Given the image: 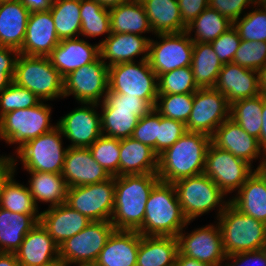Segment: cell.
Listing matches in <instances>:
<instances>
[{
	"label": "cell",
	"instance_id": "6da1fadb",
	"mask_svg": "<svg viewBox=\"0 0 266 266\" xmlns=\"http://www.w3.org/2000/svg\"><path fill=\"white\" fill-rule=\"evenodd\" d=\"M211 137L202 132H186L158 155L157 175L160 181H176L204 173L206 153Z\"/></svg>",
	"mask_w": 266,
	"mask_h": 266
},
{
	"label": "cell",
	"instance_id": "7a4b0ae2",
	"mask_svg": "<svg viewBox=\"0 0 266 266\" xmlns=\"http://www.w3.org/2000/svg\"><path fill=\"white\" fill-rule=\"evenodd\" d=\"M159 181L157 174L115 176L111 216L115 230L137 231L143 225L148 196Z\"/></svg>",
	"mask_w": 266,
	"mask_h": 266
},
{
	"label": "cell",
	"instance_id": "3957f363",
	"mask_svg": "<svg viewBox=\"0 0 266 266\" xmlns=\"http://www.w3.org/2000/svg\"><path fill=\"white\" fill-rule=\"evenodd\" d=\"M172 183L159 181L151 190L143 225L137 230L143 236H174L188 225Z\"/></svg>",
	"mask_w": 266,
	"mask_h": 266
},
{
	"label": "cell",
	"instance_id": "277c9868",
	"mask_svg": "<svg viewBox=\"0 0 266 266\" xmlns=\"http://www.w3.org/2000/svg\"><path fill=\"white\" fill-rule=\"evenodd\" d=\"M217 220L226 255L259 250L266 244V224L240 212L231 202Z\"/></svg>",
	"mask_w": 266,
	"mask_h": 266
},
{
	"label": "cell",
	"instance_id": "5b68a950",
	"mask_svg": "<svg viewBox=\"0 0 266 266\" xmlns=\"http://www.w3.org/2000/svg\"><path fill=\"white\" fill-rule=\"evenodd\" d=\"M101 102L102 135L117 139L131 137L138 120L154 109L149 101L115 93L109 89L104 101Z\"/></svg>",
	"mask_w": 266,
	"mask_h": 266
},
{
	"label": "cell",
	"instance_id": "8992f818",
	"mask_svg": "<svg viewBox=\"0 0 266 266\" xmlns=\"http://www.w3.org/2000/svg\"><path fill=\"white\" fill-rule=\"evenodd\" d=\"M13 82L27 88L41 101L64 97V78L48 57L19 54Z\"/></svg>",
	"mask_w": 266,
	"mask_h": 266
},
{
	"label": "cell",
	"instance_id": "52a82bcc",
	"mask_svg": "<svg viewBox=\"0 0 266 266\" xmlns=\"http://www.w3.org/2000/svg\"><path fill=\"white\" fill-rule=\"evenodd\" d=\"M173 185L182 212L188 221L208 213L217 206L220 207L217 214L219 217L230 203V201L225 202L226 194L204 173L180 179Z\"/></svg>",
	"mask_w": 266,
	"mask_h": 266
},
{
	"label": "cell",
	"instance_id": "ba28073f",
	"mask_svg": "<svg viewBox=\"0 0 266 266\" xmlns=\"http://www.w3.org/2000/svg\"><path fill=\"white\" fill-rule=\"evenodd\" d=\"M109 90L115 93L136 96L149 101L153 106L158 97V79L147 60L136 64L124 62L109 67Z\"/></svg>",
	"mask_w": 266,
	"mask_h": 266
},
{
	"label": "cell",
	"instance_id": "9c48e42d",
	"mask_svg": "<svg viewBox=\"0 0 266 266\" xmlns=\"http://www.w3.org/2000/svg\"><path fill=\"white\" fill-rule=\"evenodd\" d=\"M51 107L42 101L31 108L11 111L0 118V138L8 144H19L52 131Z\"/></svg>",
	"mask_w": 266,
	"mask_h": 266
},
{
	"label": "cell",
	"instance_id": "30bf717a",
	"mask_svg": "<svg viewBox=\"0 0 266 266\" xmlns=\"http://www.w3.org/2000/svg\"><path fill=\"white\" fill-rule=\"evenodd\" d=\"M63 134L58 127L24 143L16 149L26 171L61 174L67 148H62Z\"/></svg>",
	"mask_w": 266,
	"mask_h": 266
},
{
	"label": "cell",
	"instance_id": "8fae6325",
	"mask_svg": "<svg viewBox=\"0 0 266 266\" xmlns=\"http://www.w3.org/2000/svg\"><path fill=\"white\" fill-rule=\"evenodd\" d=\"M115 197V176L86 186L70 187L66 204L91 221H111Z\"/></svg>",
	"mask_w": 266,
	"mask_h": 266
},
{
	"label": "cell",
	"instance_id": "7c38bea8",
	"mask_svg": "<svg viewBox=\"0 0 266 266\" xmlns=\"http://www.w3.org/2000/svg\"><path fill=\"white\" fill-rule=\"evenodd\" d=\"M245 160L210 143L205 160L204 174L225 194L238 191L255 172Z\"/></svg>",
	"mask_w": 266,
	"mask_h": 266
},
{
	"label": "cell",
	"instance_id": "4fadbf2b",
	"mask_svg": "<svg viewBox=\"0 0 266 266\" xmlns=\"http://www.w3.org/2000/svg\"><path fill=\"white\" fill-rule=\"evenodd\" d=\"M107 63L99 57L93 63L70 72L64 77V97L72 94L82 105L83 103L99 104L101 97L104 101L109 89Z\"/></svg>",
	"mask_w": 266,
	"mask_h": 266
},
{
	"label": "cell",
	"instance_id": "5bb4252c",
	"mask_svg": "<svg viewBox=\"0 0 266 266\" xmlns=\"http://www.w3.org/2000/svg\"><path fill=\"white\" fill-rule=\"evenodd\" d=\"M191 34H157L162 41L150 39L148 61L157 77L165 72L185 66H191L194 42Z\"/></svg>",
	"mask_w": 266,
	"mask_h": 266
},
{
	"label": "cell",
	"instance_id": "9a60e30c",
	"mask_svg": "<svg viewBox=\"0 0 266 266\" xmlns=\"http://www.w3.org/2000/svg\"><path fill=\"white\" fill-rule=\"evenodd\" d=\"M230 117V104L215 88H199L194 93L193 107L185 124L188 132H202L210 137Z\"/></svg>",
	"mask_w": 266,
	"mask_h": 266
},
{
	"label": "cell",
	"instance_id": "2e32d148",
	"mask_svg": "<svg viewBox=\"0 0 266 266\" xmlns=\"http://www.w3.org/2000/svg\"><path fill=\"white\" fill-rule=\"evenodd\" d=\"M114 230L111 221H91L59 246V259L64 263L95 262Z\"/></svg>",
	"mask_w": 266,
	"mask_h": 266
},
{
	"label": "cell",
	"instance_id": "e0dca14e",
	"mask_svg": "<svg viewBox=\"0 0 266 266\" xmlns=\"http://www.w3.org/2000/svg\"><path fill=\"white\" fill-rule=\"evenodd\" d=\"M216 225L197 228L187 236L182 230L177 236L178 251L211 266H222L221 263L227 255L223 248L220 227L218 223Z\"/></svg>",
	"mask_w": 266,
	"mask_h": 266
},
{
	"label": "cell",
	"instance_id": "ac0fdd59",
	"mask_svg": "<svg viewBox=\"0 0 266 266\" xmlns=\"http://www.w3.org/2000/svg\"><path fill=\"white\" fill-rule=\"evenodd\" d=\"M57 122L63 136L71 140L73 148H89L101 135V114L94 108L100 104L83 103Z\"/></svg>",
	"mask_w": 266,
	"mask_h": 266
},
{
	"label": "cell",
	"instance_id": "d6986e66",
	"mask_svg": "<svg viewBox=\"0 0 266 266\" xmlns=\"http://www.w3.org/2000/svg\"><path fill=\"white\" fill-rule=\"evenodd\" d=\"M62 177L68 188L100 183L112 176L93 158L89 148L67 147Z\"/></svg>",
	"mask_w": 266,
	"mask_h": 266
},
{
	"label": "cell",
	"instance_id": "ffe728a7",
	"mask_svg": "<svg viewBox=\"0 0 266 266\" xmlns=\"http://www.w3.org/2000/svg\"><path fill=\"white\" fill-rule=\"evenodd\" d=\"M50 10L30 13L19 54L48 57L59 44Z\"/></svg>",
	"mask_w": 266,
	"mask_h": 266
},
{
	"label": "cell",
	"instance_id": "44dd1931",
	"mask_svg": "<svg viewBox=\"0 0 266 266\" xmlns=\"http://www.w3.org/2000/svg\"><path fill=\"white\" fill-rule=\"evenodd\" d=\"M214 88L226 97L229 104L261 94L258 71L234 63L223 64Z\"/></svg>",
	"mask_w": 266,
	"mask_h": 266
},
{
	"label": "cell",
	"instance_id": "7402d4cb",
	"mask_svg": "<svg viewBox=\"0 0 266 266\" xmlns=\"http://www.w3.org/2000/svg\"><path fill=\"white\" fill-rule=\"evenodd\" d=\"M211 142L220 149L232 153L235 157L252 163L254 159L260 157L261 149L256 137L246 133L230 117L226 119L211 136Z\"/></svg>",
	"mask_w": 266,
	"mask_h": 266
},
{
	"label": "cell",
	"instance_id": "603a6c76",
	"mask_svg": "<svg viewBox=\"0 0 266 266\" xmlns=\"http://www.w3.org/2000/svg\"><path fill=\"white\" fill-rule=\"evenodd\" d=\"M15 255L19 266H47L59 260V245L38 223L26 234Z\"/></svg>",
	"mask_w": 266,
	"mask_h": 266
},
{
	"label": "cell",
	"instance_id": "cb8c5ba5",
	"mask_svg": "<svg viewBox=\"0 0 266 266\" xmlns=\"http://www.w3.org/2000/svg\"><path fill=\"white\" fill-rule=\"evenodd\" d=\"M39 223L60 246L66 239L87 227L91 220L63 203L41 212Z\"/></svg>",
	"mask_w": 266,
	"mask_h": 266
},
{
	"label": "cell",
	"instance_id": "d4e9b609",
	"mask_svg": "<svg viewBox=\"0 0 266 266\" xmlns=\"http://www.w3.org/2000/svg\"><path fill=\"white\" fill-rule=\"evenodd\" d=\"M100 57L99 43L91 45L84 39L70 38L60 40L48 56L51 64L64 78L70 72L93 63Z\"/></svg>",
	"mask_w": 266,
	"mask_h": 266
},
{
	"label": "cell",
	"instance_id": "484cf974",
	"mask_svg": "<svg viewBox=\"0 0 266 266\" xmlns=\"http://www.w3.org/2000/svg\"><path fill=\"white\" fill-rule=\"evenodd\" d=\"M150 38L138 34L111 33L99 43L100 58L109 60L108 67L124 62H133L139 54L147 60Z\"/></svg>",
	"mask_w": 266,
	"mask_h": 266
},
{
	"label": "cell",
	"instance_id": "4316f807",
	"mask_svg": "<svg viewBox=\"0 0 266 266\" xmlns=\"http://www.w3.org/2000/svg\"><path fill=\"white\" fill-rule=\"evenodd\" d=\"M141 234L114 230L95 261L97 266H136Z\"/></svg>",
	"mask_w": 266,
	"mask_h": 266
},
{
	"label": "cell",
	"instance_id": "83f0119b",
	"mask_svg": "<svg viewBox=\"0 0 266 266\" xmlns=\"http://www.w3.org/2000/svg\"><path fill=\"white\" fill-rule=\"evenodd\" d=\"M229 201L240 212L266 224V169H255Z\"/></svg>",
	"mask_w": 266,
	"mask_h": 266
},
{
	"label": "cell",
	"instance_id": "f1b7e54d",
	"mask_svg": "<svg viewBox=\"0 0 266 266\" xmlns=\"http://www.w3.org/2000/svg\"><path fill=\"white\" fill-rule=\"evenodd\" d=\"M158 155L138 140L128 137L120 139L119 176L157 174Z\"/></svg>",
	"mask_w": 266,
	"mask_h": 266
},
{
	"label": "cell",
	"instance_id": "f546056e",
	"mask_svg": "<svg viewBox=\"0 0 266 266\" xmlns=\"http://www.w3.org/2000/svg\"><path fill=\"white\" fill-rule=\"evenodd\" d=\"M29 15L19 0L0 1V46L22 48Z\"/></svg>",
	"mask_w": 266,
	"mask_h": 266
},
{
	"label": "cell",
	"instance_id": "4dcf8cb0",
	"mask_svg": "<svg viewBox=\"0 0 266 266\" xmlns=\"http://www.w3.org/2000/svg\"><path fill=\"white\" fill-rule=\"evenodd\" d=\"M40 214H20L0 208V252L15 253Z\"/></svg>",
	"mask_w": 266,
	"mask_h": 266
},
{
	"label": "cell",
	"instance_id": "1f68e13d",
	"mask_svg": "<svg viewBox=\"0 0 266 266\" xmlns=\"http://www.w3.org/2000/svg\"><path fill=\"white\" fill-rule=\"evenodd\" d=\"M177 253V237L141 235L136 266H171Z\"/></svg>",
	"mask_w": 266,
	"mask_h": 266
},
{
	"label": "cell",
	"instance_id": "d6a6232c",
	"mask_svg": "<svg viewBox=\"0 0 266 266\" xmlns=\"http://www.w3.org/2000/svg\"><path fill=\"white\" fill-rule=\"evenodd\" d=\"M152 32L157 34L181 33L183 24L177 0H141Z\"/></svg>",
	"mask_w": 266,
	"mask_h": 266
},
{
	"label": "cell",
	"instance_id": "836d02e7",
	"mask_svg": "<svg viewBox=\"0 0 266 266\" xmlns=\"http://www.w3.org/2000/svg\"><path fill=\"white\" fill-rule=\"evenodd\" d=\"M109 14L111 33L142 35L152 31L141 0H130L113 7L109 9Z\"/></svg>",
	"mask_w": 266,
	"mask_h": 266
},
{
	"label": "cell",
	"instance_id": "e575fe53",
	"mask_svg": "<svg viewBox=\"0 0 266 266\" xmlns=\"http://www.w3.org/2000/svg\"><path fill=\"white\" fill-rule=\"evenodd\" d=\"M28 172L31 174L28 189L36 205L38 201L50 203L49 207L66 203L68 186L62 174L40 171Z\"/></svg>",
	"mask_w": 266,
	"mask_h": 266
},
{
	"label": "cell",
	"instance_id": "d590c367",
	"mask_svg": "<svg viewBox=\"0 0 266 266\" xmlns=\"http://www.w3.org/2000/svg\"><path fill=\"white\" fill-rule=\"evenodd\" d=\"M222 67L210 43H194L191 68L198 88H214Z\"/></svg>",
	"mask_w": 266,
	"mask_h": 266
},
{
	"label": "cell",
	"instance_id": "8d00e7d4",
	"mask_svg": "<svg viewBox=\"0 0 266 266\" xmlns=\"http://www.w3.org/2000/svg\"><path fill=\"white\" fill-rule=\"evenodd\" d=\"M50 12L59 40L77 38L80 35V0H54Z\"/></svg>",
	"mask_w": 266,
	"mask_h": 266
},
{
	"label": "cell",
	"instance_id": "74e56055",
	"mask_svg": "<svg viewBox=\"0 0 266 266\" xmlns=\"http://www.w3.org/2000/svg\"><path fill=\"white\" fill-rule=\"evenodd\" d=\"M263 94L241 99L230 104V118L247 134L260 138L262 127Z\"/></svg>",
	"mask_w": 266,
	"mask_h": 266
},
{
	"label": "cell",
	"instance_id": "f35d334b",
	"mask_svg": "<svg viewBox=\"0 0 266 266\" xmlns=\"http://www.w3.org/2000/svg\"><path fill=\"white\" fill-rule=\"evenodd\" d=\"M232 25L231 21L208 7L187 26L186 32L190 34L196 29L194 38L190 36L194 43H211Z\"/></svg>",
	"mask_w": 266,
	"mask_h": 266
},
{
	"label": "cell",
	"instance_id": "ab89813d",
	"mask_svg": "<svg viewBox=\"0 0 266 266\" xmlns=\"http://www.w3.org/2000/svg\"><path fill=\"white\" fill-rule=\"evenodd\" d=\"M14 175L12 173L2 186L0 208L20 214H41L28 187L16 182Z\"/></svg>",
	"mask_w": 266,
	"mask_h": 266
},
{
	"label": "cell",
	"instance_id": "60d3db41",
	"mask_svg": "<svg viewBox=\"0 0 266 266\" xmlns=\"http://www.w3.org/2000/svg\"><path fill=\"white\" fill-rule=\"evenodd\" d=\"M81 30L86 37H96L111 34L109 9L93 0H80Z\"/></svg>",
	"mask_w": 266,
	"mask_h": 266
},
{
	"label": "cell",
	"instance_id": "b9f144b4",
	"mask_svg": "<svg viewBox=\"0 0 266 266\" xmlns=\"http://www.w3.org/2000/svg\"><path fill=\"white\" fill-rule=\"evenodd\" d=\"M157 79L158 94H194L199 89L195 84L191 66L165 72Z\"/></svg>",
	"mask_w": 266,
	"mask_h": 266
},
{
	"label": "cell",
	"instance_id": "7bdbcfd3",
	"mask_svg": "<svg viewBox=\"0 0 266 266\" xmlns=\"http://www.w3.org/2000/svg\"><path fill=\"white\" fill-rule=\"evenodd\" d=\"M193 100L194 94H158L154 109L161 116L186 124L192 111Z\"/></svg>",
	"mask_w": 266,
	"mask_h": 266
},
{
	"label": "cell",
	"instance_id": "ee69618b",
	"mask_svg": "<svg viewBox=\"0 0 266 266\" xmlns=\"http://www.w3.org/2000/svg\"><path fill=\"white\" fill-rule=\"evenodd\" d=\"M89 150L95 161L111 176H119L120 139L101 135Z\"/></svg>",
	"mask_w": 266,
	"mask_h": 266
},
{
	"label": "cell",
	"instance_id": "f6af8a7d",
	"mask_svg": "<svg viewBox=\"0 0 266 266\" xmlns=\"http://www.w3.org/2000/svg\"><path fill=\"white\" fill-rule=\"evenodd\" d=\"M257 5L262 7L255 8L233 23L241 40L266 42V6L260 1Z\"/></svg>",
	"mask_w": 266,
	"mask_h": 266
},
{
	"label": "cell",
	"instance_id": "bcb514c9",
	"mask_svg": "<svg viewBox=\"0 0 266 266\" xmlns=\"http://www.w3.org/2000/svg\"><path fill=\"white\" fill-rule=\"evenodd\" d=\"M40 102L34 93L12 82L0 93V118L11 111L31 108Z\"/></svg>",
	"mask_w": 266,
	"mask_h": 266
},
{
	"label": "cell",
	"instance_id": "7dc6e473",
	"mask_svg": "<svg viewBox=\"0 0 266 266\" xmlns=\"http://www.w3.org/2000/svg\"><path fill=\"white\" fill-rule=\"evenodd\" d=\"M232 63L259 71L266 64V42L241 40Z\"/></svg>",
	"mask_w": 266,
	"mask_h": 266
},
{
	"label": "cell",
	"instance_id": "c3c4849f",
	"mask_svg": "<svg viewBox=\"0 0 266 266\" xmlns=\"http://www.w3.org/2000/svg\"><path fill=\"white\" fill-rule=\"evenodd\" d=\"M158 126H160V114L155 109H152L138 120L131 137L150 146L156 153Z\"/></svg>",
	"mask_w": 266,
	"mask_h": 266
},
{
	"label": "cell",
	"instance_id": "681fc988",
	"mask_svg": "<svg viewBox=\"0 0 266 266\" xmlns=\"http://www.w3.org/2000/svg\"><path fill=\"white\" fill-rule=\"evenodd\" d=\"M186 132V126L183 122L160 115L158 139L156 140V154H161Z\"/></svg>",
	"mask_w": 266,
	"mask_h": 266
},
{
	"label": "cell",
	"instance_id": "f907efd6",
	"mask_svg": "<svg viewBox=\"0 0 266 266\" xmlns=\"http://www.w3.org/2000/svg\"><path fill=\"white\" fill-rule=\"evenodd\" d=\"M241 39L236 28L232 25L228 30L222 33L218 38L212 41L216 55L222 64L232 63L235 52L239 48Z\"/></svg>",
	"mask_w": 266,
	"mask_h": 266
},
{
	"label": "cell",
	"instance_id": "816d5d0a",
	"mask_svg": "<svg viewBox=\"0 0 266 266\" xmlns=\"http://www.w3.org/2000/svg\"><path fill=\"white\" fill-rule=\"evenodd\" d=\"M18 55L17 49L0 46V93L13 82Z\"/></svg>",
	"mask_w": 266,
	"mask_h": 266
},
{
	"label": "cell",
	"instance_id": "f5cc1de1",
	"mask_svg": "<svg viewBox=\"0 0 266 266\" xmlns=\"http://www.w3.org/2000/svg\"><path fill=\"white\" fill-rule=\"evenodd\" d=\"M259 0H209V8L216 10L229 21L234 23L242 14L243 9L254 4L255 7Z\"/></svg>",
	"mask_w": 266,
	"mask_h": 266
},
{
	"label": "cell",
	"instance_id": "db71d44e",
	"mask_svg": "<svg viewBox=\"0 0 266 266\" xmlns=\"http://www.w3.org/2000/svg\"><path fill=\"white\" fill-rule=\"evenodd\" d=\"M180 8L183 24L187 27L206 8L209 7V0H177Z\"/></svg>",
	"mask_w": 266,
	"mask_h": 266
},
{
	"label": "cell",
	"instance_id": "11a10c76",
	"mask_svg": "<svg viewBox=\"0 0 266 266\" xmlns=\"http://www.w3.org/2000/svg\"><path fill=\"white\" fill-rule=\"evenodd\" d=\"M225 260L233 261L231 264L225 263V266H251L252 264L254 266V262L259 266H266V257L262 249L227 255Z\"/></svg>",
	"mask_w": 266,
	"mask_h": 266
},
{
	"label": "cell",
	"instance_id": "9f6ffc18",
	"mask_svg": "<svg viewBox=\"0 0 266 266\" xmlns=\"http://www.w3.org/2000/svg\"><path fill=\"white\" fill-rule=\"evenodd\" d=\"M17 160L12 156H1L0 157V191L3 184L9 178L12 173H15Z\"/></svg>",
	"mask_w": 266,
	"mask_h": 266
},
{
	"label": "cell",
	"instance_id": "6f0895ef",
	"mask_svg": "<svg viewBox=\"0 0 266 266\" xmlns=\"http://www.w3.org/2000/svg\"><path fill=\"white\" fill-rule=\"evenodd\" d=\"M262 127H261V133L260 138L258 139L260 147L264 150V156L261 160V163L256 168V170H260L264 167L265 161H266V96L263 94V109H262Z\"/></svg>",
	"mask_w": 266,
	"mask_h": 266
},
{
	"label": "cell",
	"instance_id": "680465c9",
	"mask_svg": "<svg viewBox=\"0 0 266 266\" xmlns=\"http://www.w3.org/2000/svg\"><path fill=\"white\" fill-rule=\"evenodd\" d=\"M22 5L30 11L40 12L50 10L51 6L54 3V0H19Z\"/></svg>",
	"mask_w": 266,
	"mask_h": 266
},
{
	"label": "cell",
	"instance_id": "91938a15",
	"mask_svg": "<svg viewBox=\"0 0 266 266\" xmlns=\"http://www.w3.org/2000/svg\"><path fill=\"white\" fill-rule=\"evenodd\" d=\"M176 266H211L209 264L200 262L194 258L182 255L179 251L176 256Z\"/></svg>",
	"mask_w": 266,
	"mask_h": 266
},
{
	"label": "cell",
	"instance_id": "94428289",
	"mask_svg": "<svg viewBox=\"0 0 266 266\" xmlns=\"http://www.w3.org/2000/svg\"><path fill=\"white\" fill-rule=\"evenodd\" d=\"M0 266H19L15 253L0 252Z\"/></svg>",
	"mask_w": 266,
	"mask_h": 266
},
{
	"label": "cell",
	"instance_id": "6125c7cd",
	"mask_svg": "<svg viewBox=\"0 0 266 266\" xmlns=\"http://www.w3.org/2000/svg\"><path fill=\"white\" fill-rule=\"evenodd\" d=\"M260 92L266 96V64L258 71Z\"/></svg>",
	"mask_w": 266,
	"mask_h": 266
},
{
	"label": "cell",
	"instance_id": "be15d7a7",
	"mask_svg": "<svg viewBox=\"0 0 266 266\" xmlns=\"http://www.w3.org/2000/svg\"><path fill=\"white\" fill-rule=\"evenodd\" d=\"M93 1L100 3L102 6H104L107 9H111L113 7L127 3L130 0H93Z\"/></svg>",
	"mask_w": 266,
	"mask_h": 266
},
{
	"label": "cell",
	"instance_id": "e7e4bbea",
	"mask_svg": "<svg viewBox=\"0 0 266 266\" xmlns=\"http://www.w3.org/2000/svg\"><path fill=\"white\" fill-rule=\"evenodd\" d=\"M75 264L77 266H97L95 262H77V263H66V266H71Z\"/></svg>",
	"mask_w": 266,
	"mask_h": 266
},
{
	"label": "cell",
	"instance_id": "03108f58",
	"mask_svg": "<svg viewBox=\"0 0 266 266\" xmlns=\"http://www.w3.org/2000/svg\"><path fill=\"white\" fill-rule=\"evenodd\" d=\"M47 266H66V263H64L62 260H57L55 262H53L52 264L50 265H47Z\"/></svg>",
	"mask_w": 266,
	"mask_h": 266
},
{
	"label": "cell",
	"instance_id": "003e7915",
	"mask_svg": "<svg viewBox=\"0 0 266 266\" xmlns=\"http://www.w3.org/2000/svg\"><path fill=\"white\" fill-rule=\"evenodd\" d=\"M261 249H262V251L264 252V255H265V257H266V244H265Z\"/></svg>",
	"mask_w": 266,
	"mask_h": 266
},
{
	"label": "cell",
	"instance_id": "a7ac6f4b",
	"mask_svg": "<svg viewBox=\"0 0 266 266\" xmlns=\"http://www.w3.org/2000/svg\"><path fill=\"white\" fill-rule=\"evenodd\" d=\"M261 3H263L264 6H266V0H260Z\"/></svg>",
	"mask_w": 266,
	"mask_h": 266
}]
</instances>
